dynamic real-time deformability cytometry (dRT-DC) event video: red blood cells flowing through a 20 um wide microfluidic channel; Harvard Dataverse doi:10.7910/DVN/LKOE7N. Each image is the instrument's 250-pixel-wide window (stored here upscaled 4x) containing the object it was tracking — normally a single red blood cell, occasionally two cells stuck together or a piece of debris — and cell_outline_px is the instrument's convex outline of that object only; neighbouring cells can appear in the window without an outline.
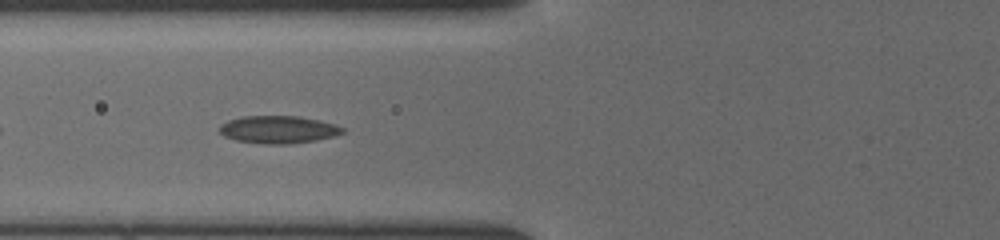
{"species": "common noctule bat (a hibernating species)", "species_latin": "Nyctalus noctula", "temperature_condition": "cold", "stored_images_in_passage": 31, "camera_frame_rate_fps": 3000, "um_per_image_px": 0.085, "animal": {"sex": "female", "body_mass_g": 19.5, "forearm_length_mm": 54.1}, "frame": {"image": 1, "passage_image": 5, "time_ms": 1.333, "image_size_px": [1000, 240], "cell_outline_px": [[344, 132], [336, 136], [316, 140], [288, 144], [264, 144], [236, 140], [224, 136], [220, 132], [220, 124], [228, 120], [244, 116], [300, 116], [320, 120], [336, 124], [344, 128]], "centroid_in_image_um": [23.68, 11.01], "position_along_channel_um": 102.1, "area_um2": 19.88}}
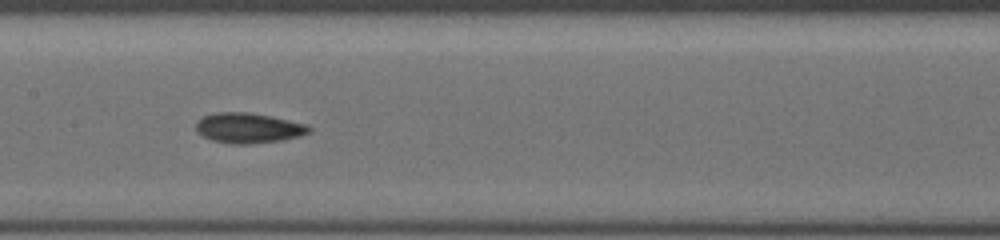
{"frame": {"image": 2, "passage_image": 11, "time_ms": 3.333, "image_size_px": [1000, 240], "cell_outline_px": [[312, 132], [300, 136], [280, 140], [252, 144], [232, 144], [212, 140], [196, 132], [196, 120], [204, 116], [216, 112], [248, 112], [268, 116], [304, 124], [312, 128]], "centroid_in_image_um": [21.08, 10.88], "position_along_channel_um": 186.3, "area_um2": 19.77}}
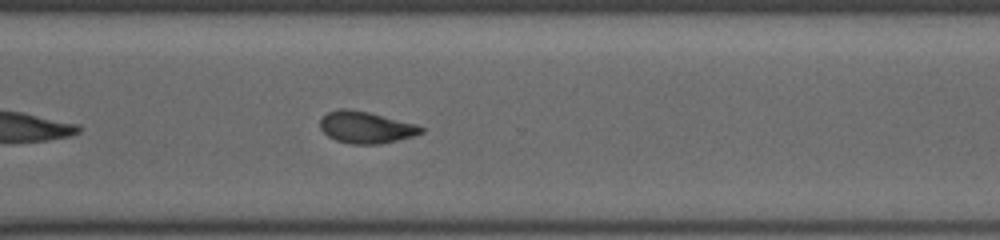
{"frame": {"image": 3, "passage_image": 22, "time_ms": 7.0, "image_size_px": [1000, 240], "cell_outline_px": [[424, 132], [412, 136], [380, 144], [352, 144], [336, 140], [328, 136], [320, 128], [320, 120], [328, 112], [340, 108], [348, 108], [368, 112], [416, 124], [424, 128]], "centroid_in_image_um": [31.09, 10.82], "position_along_channel_um": 339.5, "area_um2": 18.55}}